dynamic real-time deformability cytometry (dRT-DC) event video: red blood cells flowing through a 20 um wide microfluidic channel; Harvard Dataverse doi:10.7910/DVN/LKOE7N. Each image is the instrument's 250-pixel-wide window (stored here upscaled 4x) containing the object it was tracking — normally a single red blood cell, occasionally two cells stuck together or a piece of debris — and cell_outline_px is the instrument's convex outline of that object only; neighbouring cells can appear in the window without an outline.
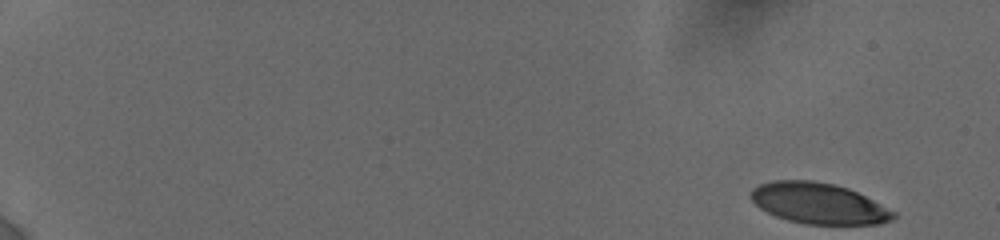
{"species": "human", "species_latin": "Homo sapiens", "temperature_condition": "cold", "stored_images_in_passage": 47, "camera_frame_rate_fps": 3000, "um_per_image_px": 0.085, "donor": {"sex": "female"}, "frame": {"image": 1, "passage_image": 1, "time_ms": 0.0, "image_size_px": [1000, 240], "cell_outline_px": [[896, 216], [892, 220], [876, 224], [804, 224], [788, 220], [776, 216], [760, 208], [748, 196], [752, 188], [760, 184], [772, 180], [812, 180], [836, 184], [848, 188], [896, 212]], "centroid_in_image_um": [69.55, 17.28], "position_along_channel_um": 15.4, "area_um2": 33.93}}
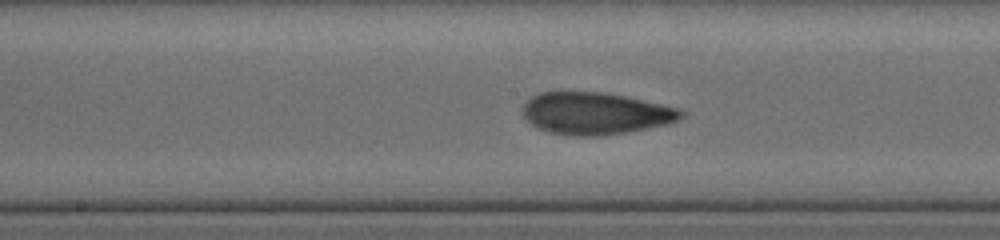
{"frame": {"image": 2, "passage_image": 24, "time_ms": 9.667, "image_size_px": [1000, 240], "cell_outline_px": [[684, 116], [676, 120], [664, 124], [628, 132], [600, 136], [568, 136], [548, 132], [536, 128], [524, 116], [524, 104], [532, 96], [540, 92], [600, 92], [624, 96], [680, 108], [684, 112]], "centroid_in_image_um": [50.59, 9.65], "position_along_channel_um": 197.6, "area_um2": 38.61}}
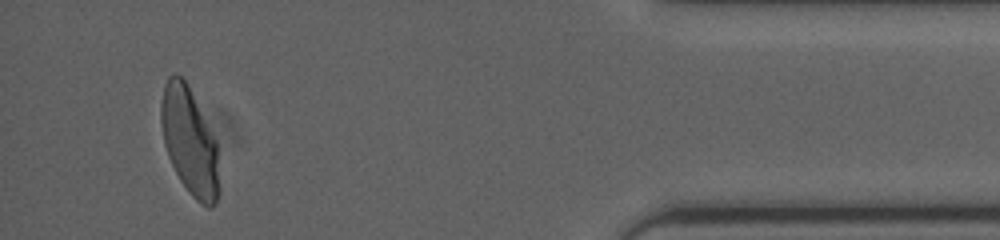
{"frame": {"image": 3, "passage_image": 46, "time_ms": 16.667, "image_size_px": [1000, 240], "cell_outline_px": [[220, 192], [216, 204], [212, 208], [208, 208], [200, 204], [192, 196], [180, 180], [168, 156], [164, 144], [160, 120], [160, 104], [164, 84], [168, 76], [172, 72], [176, 72], [188, 84], [216, 140], [220, 188]], "centroid_in_image_um": [16.11, 12.02], "position_along_channel_um": 419.1, "area_um2": 36.76}, "authors_computed_cell_mechanics": {"area_um2": 36.9342, "velocity_mm_per_s": 3.831, "shape_relaxation_time_tau1_ms": 5.5412, "shape_relaxation_time_tau2_ms": 1.3265, "deformation_change_tau1": 0.1973, "deformation_change_tau2": 0.0735}}